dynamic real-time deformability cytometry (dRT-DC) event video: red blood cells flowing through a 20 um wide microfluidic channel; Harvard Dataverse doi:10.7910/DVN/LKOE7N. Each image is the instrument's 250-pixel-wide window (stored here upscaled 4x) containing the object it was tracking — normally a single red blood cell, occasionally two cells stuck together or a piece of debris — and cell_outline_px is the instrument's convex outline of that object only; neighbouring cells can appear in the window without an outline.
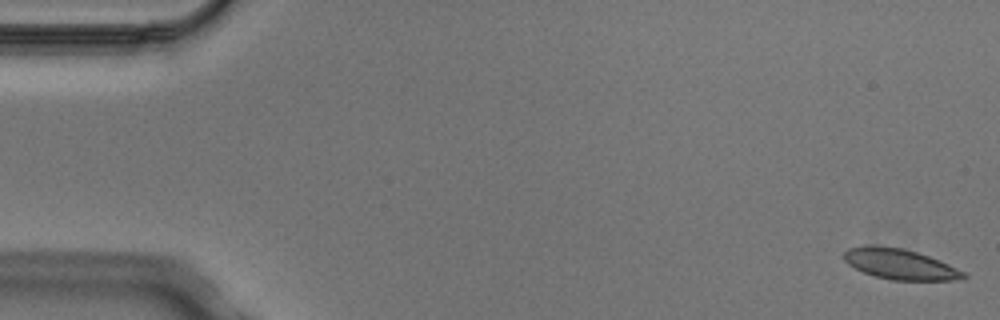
{"species": "Egyptian fruit bat (a non-hibernating species)", "species_latin": "Rousettus aegyptiacus", "temperature_condition": "cold", "stored_images_in_passage": 4, "camera_frame_rate_fps": 3000, "um_per_image_px": 0.085, "animal": {"sex": "male"}, "frame": {"image": 1, "passage_image": 1, "time_ms": 0.0, "image_size_px": [1000, 320], "cell_outline_px": [[968, 276], [964, 280], [892, 280], [876, 276], [864, 272], [848, 264], [844, 260], [844, 252], [848, 248], [864, 244], [872, 244], [904, 248], [928, 256], [948, 264], [964, 272]], "centroid_in_image_um": [76.48, 22.43], "position_along_channel_um": 8.5, "area_um2": 21.33}}
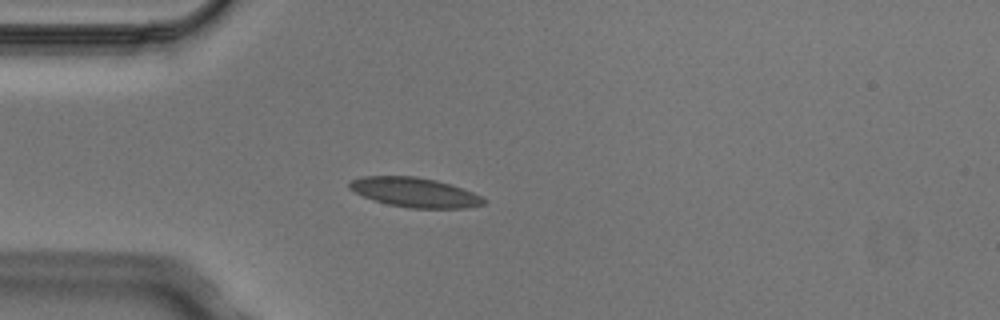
{"frame": {"image": 2, "passage_image": 4, "time_ms": 1.0, "image_size_px": [1000, 320], "cell_outline_px": [[488, 200], [484, 204], [464, 208], [408, 208], [388, 204], [364, 196], [348, 188], [348, 184], [352, 180], [364, 176], [416, 176], [436, 180], [452, 184], [472, 192]], "centroid_in_image_um": [35.28, 16.35], "position_along_channel_um": 49.7, "area_um2": 23.0}}